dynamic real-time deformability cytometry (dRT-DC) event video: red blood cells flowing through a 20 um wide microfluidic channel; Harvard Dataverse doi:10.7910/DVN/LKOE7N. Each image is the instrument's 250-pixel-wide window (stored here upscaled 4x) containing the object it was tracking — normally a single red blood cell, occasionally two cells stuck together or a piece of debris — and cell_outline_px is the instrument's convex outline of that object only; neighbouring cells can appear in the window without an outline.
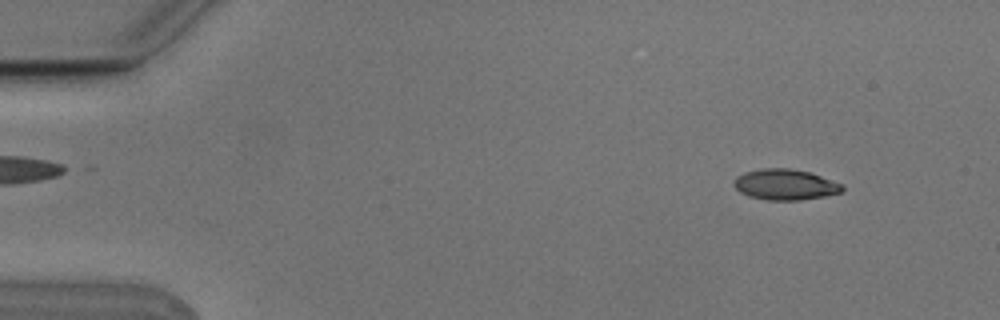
{"species": "Egyptian fruit bat (a non-hibernating species)", "species_latin": "Rousettus aegyptiacus", "temperature_condition": "cold", "stored_images_in_passage": 4, "camera_frame_rate_fps": 3000, "um_per_image_px": 0.085, "animal": {"sex": "male"}, "frame": {"image": 1, "passage_image": 1, "time_ms": 0.0, "image_size_px": [1000, 320], "cell_outline_px": [[844, 188], [840, 192], [824, 196], [800, 200], [768, 200], [748, 196], [740, 192], [732, 184], [736, 176], [744, 172], [764, 168], [788, 168], [808, 172], [844, 184]], "centroid_in_image_um": [66.71, 15.69], "position_along_channel_um": 18.3, "area_um2": 19.36}}